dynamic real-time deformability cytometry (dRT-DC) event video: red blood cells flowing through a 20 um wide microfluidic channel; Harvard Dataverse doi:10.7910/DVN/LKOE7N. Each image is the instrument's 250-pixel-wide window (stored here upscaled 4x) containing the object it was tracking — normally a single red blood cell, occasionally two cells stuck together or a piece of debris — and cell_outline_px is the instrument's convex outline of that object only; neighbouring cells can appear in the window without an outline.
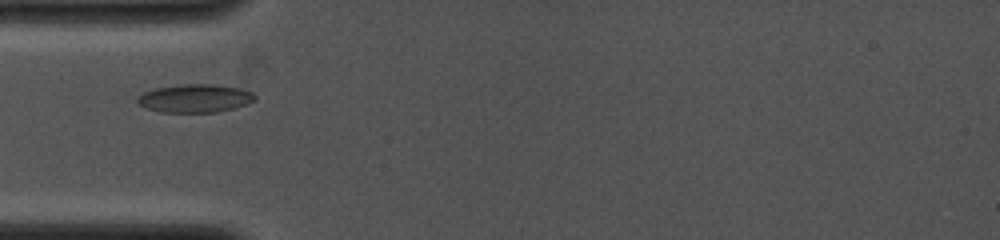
{"species": "common noctule bat (a hibernating species)", "species_latin": "Nyctalus noctula", "temperature_condition": "cold", "stored_images_in_passage": 5, "camera_frame_rate_fps": 4000, "um_per_image_px": 0.085, "animal": {"sex": "female", "body_mass_g": 19.0, "forearm_length_mm": 53.3}, "frame": {"image": 1, "passage_image": 3, "time_ms": 1.5, "image_size_px": [1000, 240], "cell_outline_px": [[256, 100], [248, 104], [216, 112], [160, 112], [148, 108], [140, 104], [136, 100], [144, 92], [156, 88], [180, 84], [212, 84], [236, 88], [252, 92], [256, 96]], "centroid_in_image_um": [16.59, 8.36], "position_along_channel_um": 68.4, "area_um2": 19.07}}
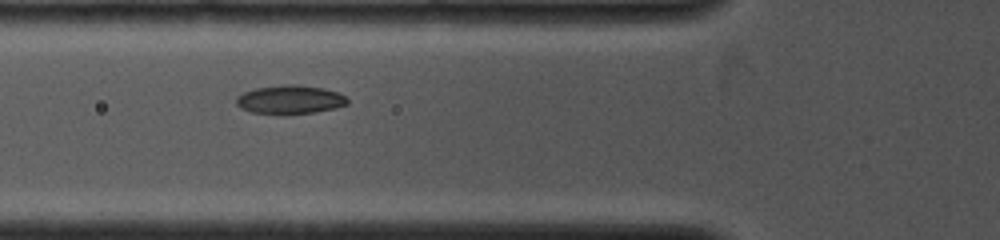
{"frame": {"image": 2, "passage_image": 4, "time_ms": 2.25, "image_size_px": [1000, 240], "cell_outline_px": [[348, 104], [336, 108], [312, 112], [284, 116], [252, 112], [240, 108], [236, 104], [236, 96], [244, 92], [256, 88], [288, 84], [296, 84], [324, 88], [336, 92], [344, 96], [348, 100]], "centroid_in_image_um": [24.62, 8.49], "position_along_channel_um": 101.2, "area_um2": 18.84}}
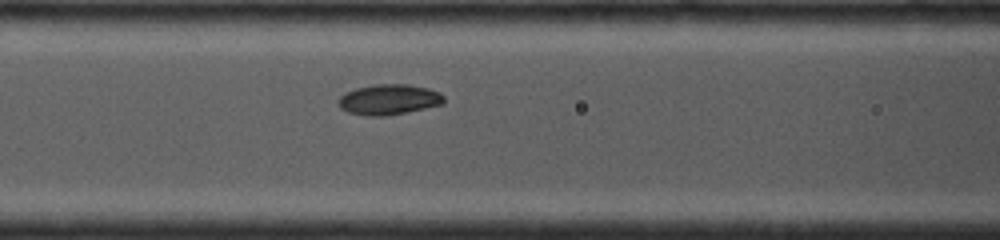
{"frame": {"image": 3, "passage_image": 5, "time_ms": 3.0, "image_size_px": [1000, 240], "cell_outline_px": [[444, 104], [408, 112], [384, 116], [368, 116], [348, 112], [340, 108], [336, 100], [340, 96], [356, 88], [376, 84], [408, 84], [428, 88], [440, 92], [444, 96]], "centroid_in_image_um": [33.07, 8.46], "position_along_channel_um": 133.5, "area_um2": 18.84}}